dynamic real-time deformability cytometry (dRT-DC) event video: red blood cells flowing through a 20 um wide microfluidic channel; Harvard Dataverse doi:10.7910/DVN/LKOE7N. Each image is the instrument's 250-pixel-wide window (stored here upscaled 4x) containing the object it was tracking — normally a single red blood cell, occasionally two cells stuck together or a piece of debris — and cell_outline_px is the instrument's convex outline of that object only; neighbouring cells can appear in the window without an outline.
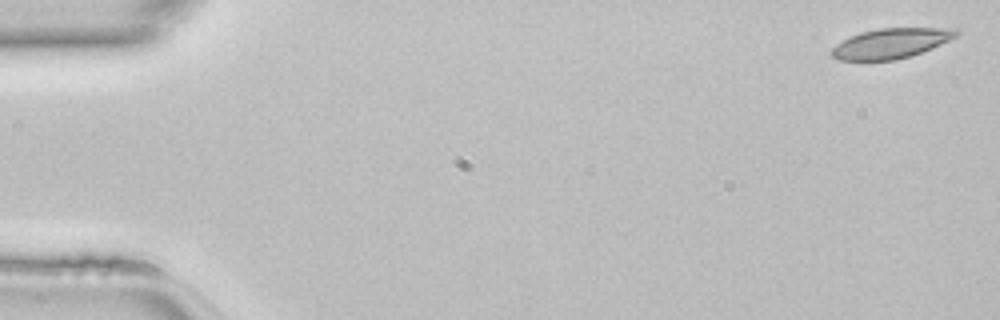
{"species": "common noctule bat (a hibernating species)", "species_latin": "Nyctalus noctula", "temperature_condition": "room temperature", "stored_images_in_passage": 47, "camera_frame_rate_fps": 3000, "um_per_image_px": 0.085, "animal": {"sex": "female", "body_mass_g": 22.7, "forearm_length_mm": 54.2}, "frame": {"image": 1, "passage_image": 1, "time_ms": 0.0, "image_size_px": [1000, 320], "cell_outline_px": [[960, 32], [956, 36], [932, 48], [912, 56], [896, 60], [836, 60], [832, 56], [832, 48], [836, 44], [860, 32], [880, 28], [956, 28]], "centroid_in_image_um": [75.74, 3.68], "position_along_channel_um": 9.3, "area_um2": 21.68}}
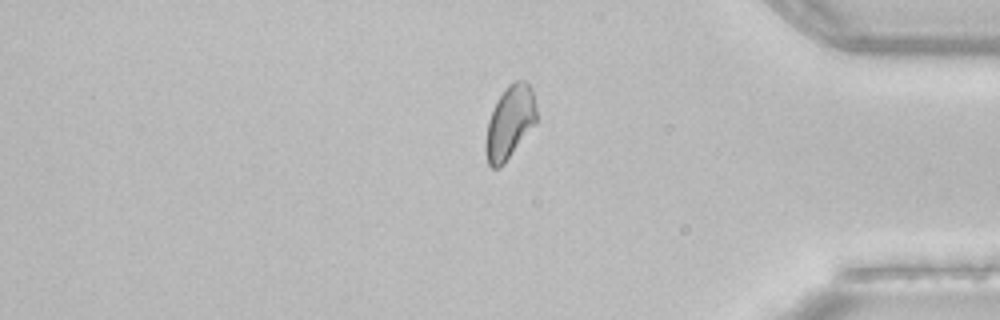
{"frame": {"image": 2, "passage_image": 39, "time_ms": 12.667, "image_size_px": [1000, 320], "cell_outline_px": [[536, 120], [504, 164], [500, 168], [492, 168], [488, 164], [484, 152], [484, 140], [488, 120], [500, 96], [508, 84], [516, 80], [524, 80], [528, 84], [532, 92], [536, 108]], "centroid_in_image_um": [43.28, 10.43], "position_along_channel_um": 391.9, "area_um2": 21.21}}
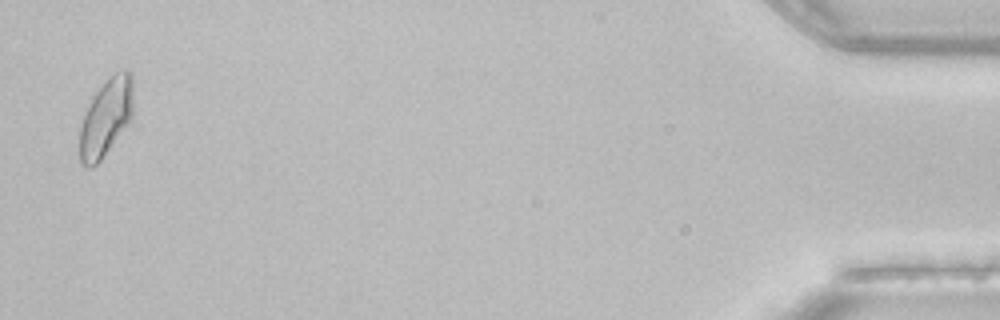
{"frame": {"image": 3, "passage_image": 46, "time_ms": 15.0, "image_size_px": [1000, 320], "cell_outline_px": [[132, 116], [128, 124], [100, 160], [96, 164], [88, 168], [84, 168], [80, 164], [80, 128], [84, 116], [96, 92], [108, 76], [112, 72], [124, 68], [128, 68], [132, 72]], "centroid_in_image_um": [9.03, 9.94], "position_along_channel_um": 426.2, "area_um2": 24.1}}